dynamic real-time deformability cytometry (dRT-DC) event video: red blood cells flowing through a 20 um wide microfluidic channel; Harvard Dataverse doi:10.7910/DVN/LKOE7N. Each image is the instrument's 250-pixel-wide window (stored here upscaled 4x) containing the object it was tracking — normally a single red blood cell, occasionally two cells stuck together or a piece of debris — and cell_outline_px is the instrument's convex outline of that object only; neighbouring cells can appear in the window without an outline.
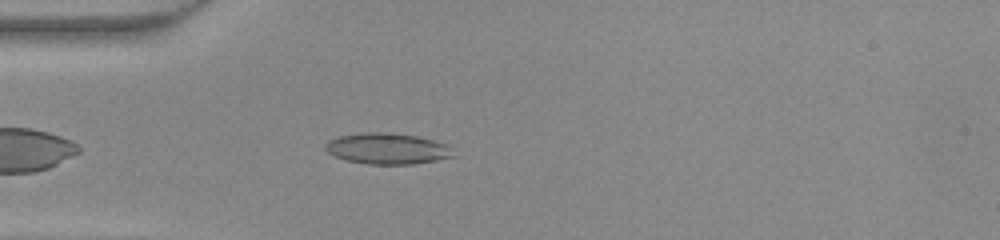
{"species": "common noctule bat (a hibernating species)", "species_latin": "Nyctalus noctula", "temperature_condition": "warm", "stored_images_in_passage": 37, "camera_frame_rate_fps": 3000, "um_per_image_px": 0.085, "animal": {"sex": "female", "body_mass_g": 22.0, "forearm_length_mm": 56.7}, "frame": {"image": 1, "passage_image": 3, "time_ms": 0.667, "image_size_px": [1000, 240], "cell_outline_px": [[456, 156], [436, 160], [412, 164], [368, 164], [344, 160], [328, 152], [324, 148], [324, 144], [328, 140], [340, 136], [368, 132], [384, 132], [416, 136], [432, 140], [444, 144]], "centroid_in_image_um": [32.87, 12.64], "position_along_channel_um": 52.1, "area_um2": 22.83}}
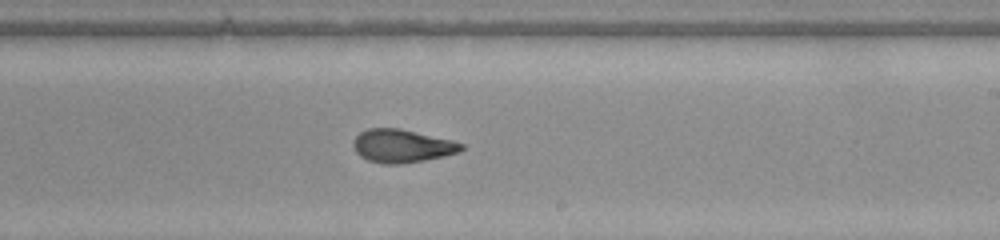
{"frame": {"image": 2, "passage_image": 18, "time_ms": 5.667, "image_size_px": [1000, 240], "cell_outline_px": [[464, 148], [460, 152], [444, 156], [424, 160], [400, 164], [384, 164], [368, 160], [360, 156], [356, 152], [352, 144], [356, 136], [360, 132], [368, 128], [400, 128], [464, 144]], "centroid_in_image_um": [34.14, 12.41], "position_along_channel_um": 254.9, "area_um2": 20.69}}
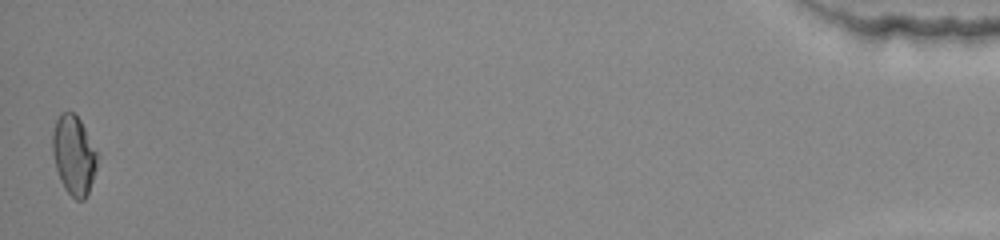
{"frame": {"image": 3, "passage_image": 37, "time_ms": 12.0, "image_size_px": [1000, 240], "cell_outline_px": [[96, 168], [88, 192], [84, 200], [76, 200], [64, 188], [60, 180], [56, 168], [52, 152], [52, 132], [56, 120], [60, 112], [72, 112], [80, 120], [96, 152]], "centroid_in_image_um": [6.23, 13.19], "position_along_channel_um": 429.0, "area_um2": 20.29}}